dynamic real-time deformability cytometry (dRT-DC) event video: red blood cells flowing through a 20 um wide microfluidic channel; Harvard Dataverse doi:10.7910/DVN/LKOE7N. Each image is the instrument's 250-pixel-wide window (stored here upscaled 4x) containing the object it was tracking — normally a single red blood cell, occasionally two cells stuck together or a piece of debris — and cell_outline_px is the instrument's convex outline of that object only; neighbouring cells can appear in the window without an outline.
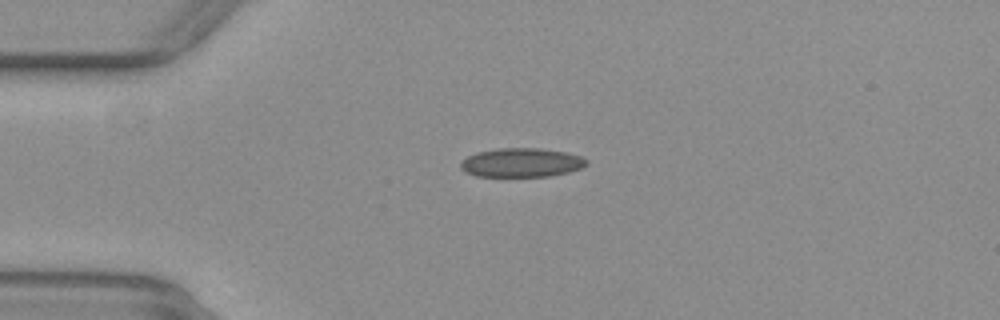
{"species": "common noctule bat (a hibernating species)", "species_latin": "Nyctalus noctula", "temperature_condition": "warm", "stored_images_in_passage": 52, "camera_frame_rate_fps": 3000, "um_per_image_px": 0.085, "animal": {"sex": "female", "body_mass_g": 29.2, "forearm_length_mm": 56.3}, "frame": {"image": 1, "passage_image": 12, "time_ms": 3.667, "image_size_px": [1000, 320], "cell_outline_px": [[588, 164], [580, 168], [568, 172], [552, 176], [476, 176], [464, 172], [460, 168], [460, 160], [476, 152], [496, 148], [540, 148], [568, 152], [580, 156], [588, 160]], "centroid_in_image_um": [44.3, 13.81], "position_along_channel_um": 40.7, "area_um2": 21.5}}
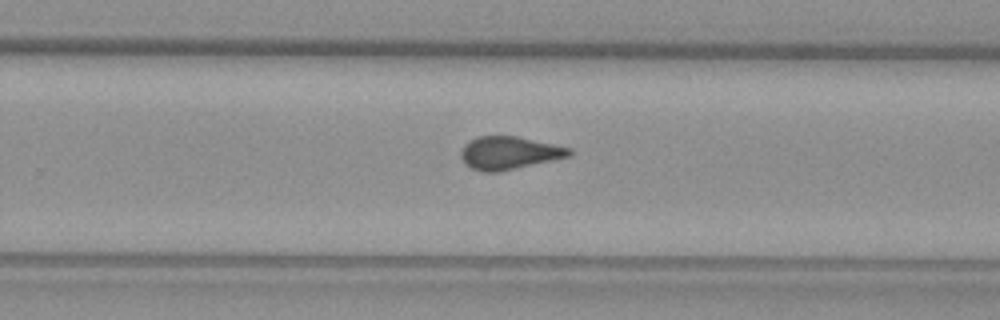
{"frame": {"image": 2, "passage_image": 33, "time_ms": 10.667, "image_size_px": [1000, 320], "cell_outline_px": [[572, 156], [500, 172], [480, 172], [468, 168], [464, 164], [460, 156], [460, 152], [464, 144], [480, 136], [516, 136], [572, 148]], "centroid_in_image_um": [43.26, 13.02], "position_along_channel_um": 286.5, "area_um2": 21.04}}
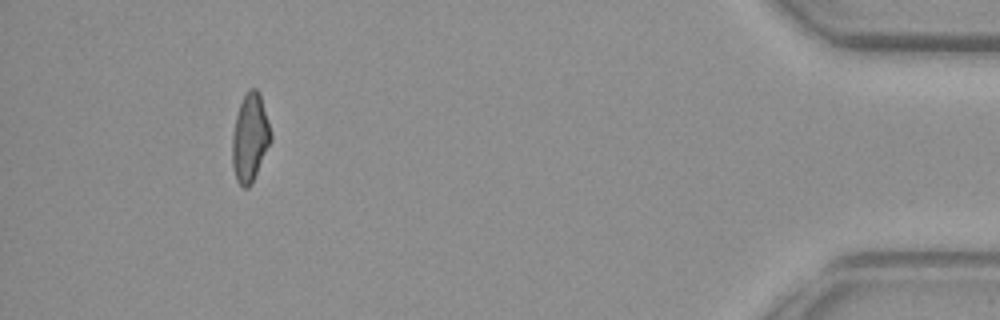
{"frame": {"image": 3, "passage_image": 48, "time_ms": 15.667, "image_size_px": [1000, 320], "cell_outline_px": [[272, 140], [252, 184], [248, 188], [244, 188], [236, 180], [232, 164], [232, 136], [236, 116], [240, 104], [248, 88], [256, 88], [260, 92], [272, 136]], "centroid_in_image_um": [21.25, 11.72], "position_along_channel_um": 413.9, "area_um2": 19.88}, "authors_computed_cell_mechanics": {"area_um2": 20.5479, "velocity_mm_per_s": 3.9067, "shape_relaxation_time_tau1_ms": null, "shape_relaxation_time_tau2_ms": 1.5135, "deformation_change_tau1": null, "deformation_change_tau2": 0.0784}}